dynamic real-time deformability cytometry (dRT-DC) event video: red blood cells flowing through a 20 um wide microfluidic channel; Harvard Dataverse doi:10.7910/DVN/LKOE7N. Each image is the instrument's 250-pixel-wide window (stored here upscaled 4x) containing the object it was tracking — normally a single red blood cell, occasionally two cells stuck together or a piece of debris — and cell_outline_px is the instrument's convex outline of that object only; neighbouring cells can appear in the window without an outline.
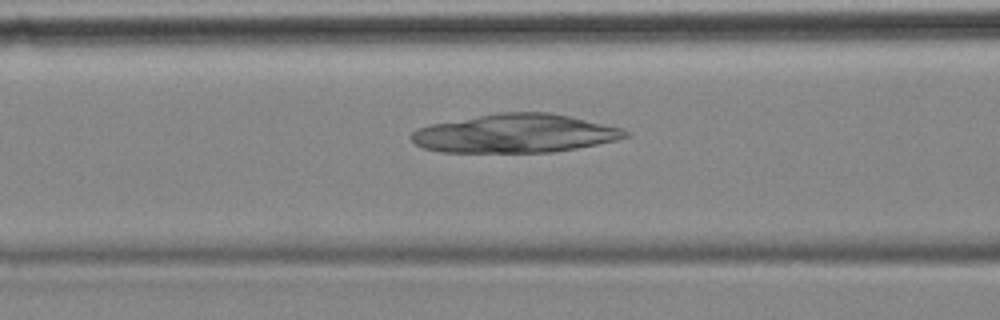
{"species": "common noctule bat (a hibernating species)", "species_latin": "Nyctalus noctula", "temperature_condition": "cold", "stored_images_in_passage": 37, "camera_frame_rate_fps": 3000, "um_per_image_px": 0.085, "animal": {"sex": "female", "body_mass_g": 18.4}, "frame": {"image": 1, "passage_image": 9, "time_ms": 2.667, "image_size_px": [1000, 320], "cell_outline_px": [[632, 136], [616, 140], [576, 148], [552, 152], [440, 152], [424, 148], [416, 144], [412, 140], [412, 132], [416, 128], [432, 124], [500, 112], [548, 112], [568, 116], [620, 128], [632, 132]], "centroid_in_image_um": [43.8, 11.35], "position_along_channel_um": 122.8, "area_um2": 47.74}}
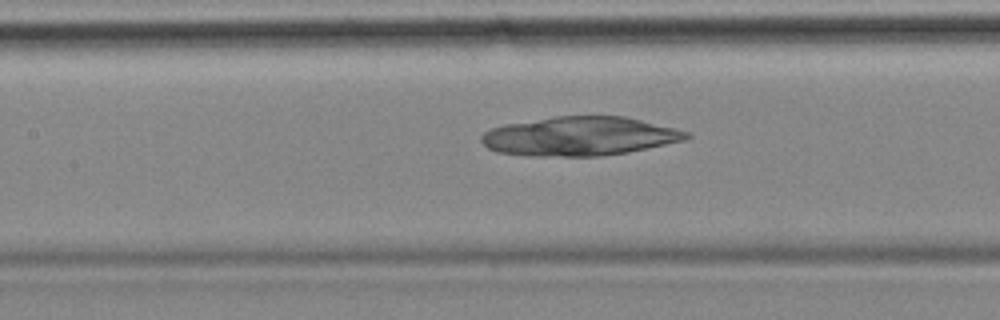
{"frame": {"image": 2, "passage_image": 12, "time_ms": 3.667, "image_size_px": [1000, 320], "cell_outline_px": [[692, 136], [684, 140], [628, 152], [600, 156], [532, 156], [496, 152], [488, 148], [480, 140], [480, 136], [484, 132], [492, 128], [504, 124], [556, 116], [624, 116], [676, 128], [688, 132]], "centroid_in_image_um": [49.25, 11.58], "position_along_channel_um": 158.2, "area_um2": 46.53}}
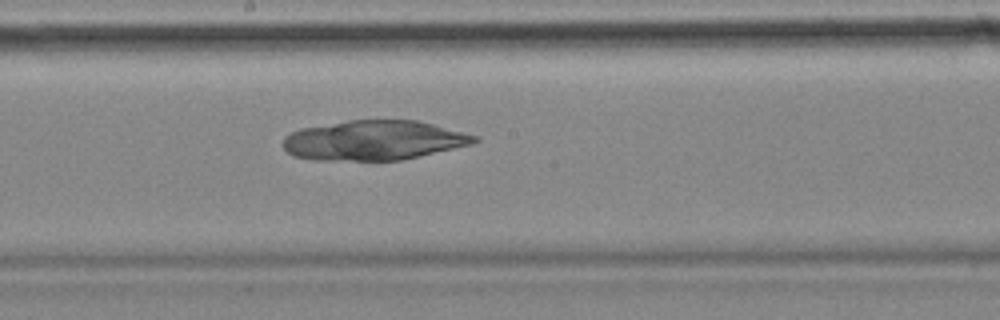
{"frame": {"image": 3, "passage_image": 17, "time_ms": 5.333, "image_size_px": [1000, 320], "cell_outline_px": [[480, 140], [468, 144], [420, 156], [400, 160], [312, 160], [292, 156], [284, 148], [284, 136], [300, 128], [348, 120], [420, 120], [480, 136]], "centroid_in_image_um": [31.76, 11.92], "position_along_channel_um": 216.4, "area_um2": 44.33}}